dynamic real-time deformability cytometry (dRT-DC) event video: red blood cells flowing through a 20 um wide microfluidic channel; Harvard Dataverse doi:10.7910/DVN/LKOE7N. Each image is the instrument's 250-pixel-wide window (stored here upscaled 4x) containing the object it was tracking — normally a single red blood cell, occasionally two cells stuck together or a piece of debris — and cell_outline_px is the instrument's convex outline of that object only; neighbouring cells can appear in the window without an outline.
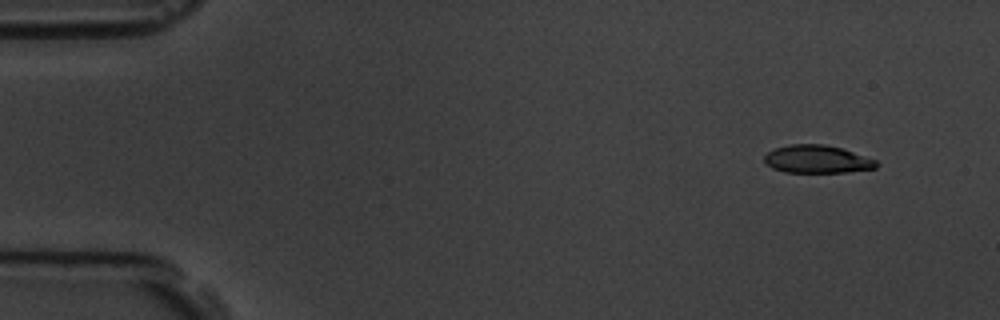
{"species": "common noctule bat (a hibernating species)", "species_latin": "Nyctalus noctula", "temperature_condition": "room temperature", "stored_images_in_passage": 9, "camera_frame_rate_fps": 3000, "um_per_image_px": 0.085, "animal": {"sex": "male", "body_mass_g": 19.5, "forearm_length_mm": 54.6}, "frame": {"image": 1, "passage_image": 2, "time_ms": 1.0, "image_size_px": [1000, 320], "cell_outline_px": [[880, 164], [876, 168], [844, 172], [784, 172], [772, 168], [764, 164], [764, 156], [768, 152], [776, 148], [788, 144], [824, 144], [840, 148], [876, 160]], "centroid_in_image_um": [69.42, 13.53], "position_along_channel_um": 15.6, "area_um2": 18.15}}
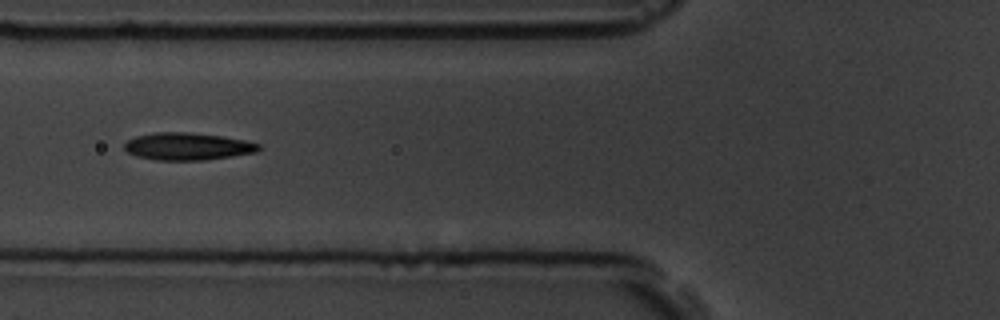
{"frame": {"image": 2, "passage_image": 7, "time_ms": 6.667, "image_size_px": [1000, 320], "cell_outline_px": [[260, 148], [256, 152], [232, 156], [204, 160], [156, 160], [136, 156], [128, 152], [124, 148], [124, 144], [128, 140], [136, 136], [156, 132], [188, 132], [220, 136], [244, 140], [260, 144]], "centroid_in_image_um": [15.92, 12.44], "position_along_channel_um": 109.9, "area_um2": 21.27}}
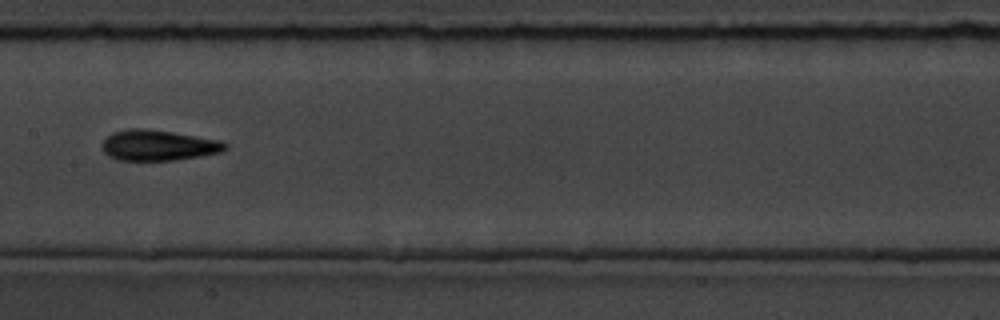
{"frame": {"image": 3, "passage_image": 9, "time_ms": 9.0, "image_size_px": [1000, 320], "cell_outline_px": [[228, 148], [220, 152], [200, 156], [176, 160], [116, 160], [108, 156], [104, 152], [100, 144], [112, 132], [128, 128], [144, 128], [172, 132], [220, 140], [228, 144]], "centroid_in_image_um": [13.43, 12.35], "position_along_channel_um": 194.0, "area_um2": 22.08}}